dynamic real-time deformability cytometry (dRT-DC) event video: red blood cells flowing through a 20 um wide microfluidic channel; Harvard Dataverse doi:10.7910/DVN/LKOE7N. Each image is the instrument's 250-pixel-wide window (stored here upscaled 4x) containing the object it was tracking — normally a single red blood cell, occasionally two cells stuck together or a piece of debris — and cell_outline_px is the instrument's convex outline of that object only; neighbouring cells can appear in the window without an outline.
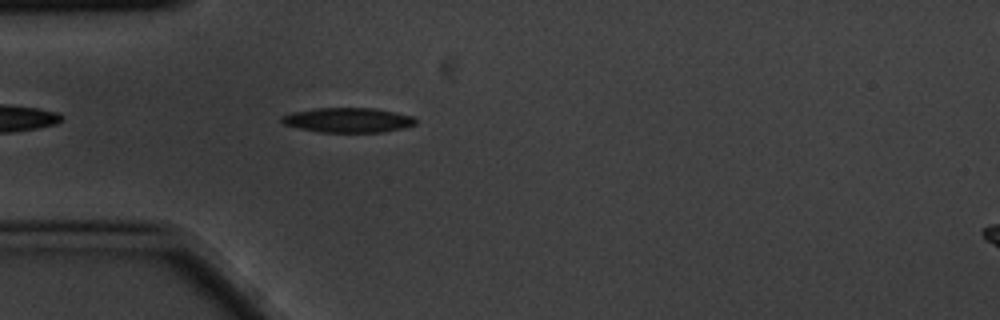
{"species": "common noctule bat (a hibernating species)", "species_latin": "Nyctalus noctula", "temperature_condition": "cold", "stored_images_in_passage": 4, "camera_frame_rate_fps": 3000, "um_per_image_px": 0.085, "animal": {"sex": "male", "body_mass_g": 20.1, "forearm_length_mm": 53.5}, "frame": {"image": 1, "passage_image": 4, "time_ms": 1.0, "image_size_px": [1000, 320], "cell_outline_px": [[416, 124], [404, 128], [384, 132], [316, 132], [284, 124], [280, 120], [280, 116], [292, 112], [316, 108], [376, 108], [396, 112], [412, 116], [416, 120]], "centroid_in_image_um": [29.58, 10.21], "position_along_channel_um": 55.4, "area_um2": 19.42}}